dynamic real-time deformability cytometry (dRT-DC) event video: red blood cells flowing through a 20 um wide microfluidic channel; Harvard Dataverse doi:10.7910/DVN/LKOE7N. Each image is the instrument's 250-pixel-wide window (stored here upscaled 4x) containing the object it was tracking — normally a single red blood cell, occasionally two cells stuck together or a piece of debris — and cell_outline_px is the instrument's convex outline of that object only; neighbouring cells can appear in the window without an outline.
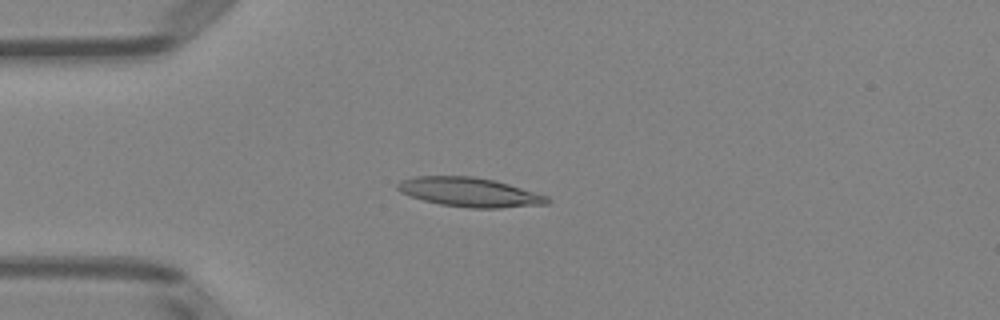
{"species": "Egyptian fruit bat (a non-hibernating species)", "species_latin": "Rousettus aegyptiacus", "temperature_condition": "room temperature", "stored_images_in_passage": 3, "camera_frame_rate_fps": 3000, "um_per_image_px": 0.085, "animal": {"sex": "female"}, "frame": {"image": 1, "passage_image": 3, "time_ms": 3.333, "image_size_px": [1000, 320], "cell_outline_px": [[552, 200], [548, 204], [500, 208], [468, 208], [440, 204], [424, 200], [400, 192], [396, 188], [396, 184], [400, 180], [412, 176], [472, 176], [496, 180], [548, 196]], "centroid_in_image_um": [39.92, 16.33], "position_along_channel_um": 45.1, "area_um2": 25.66}}